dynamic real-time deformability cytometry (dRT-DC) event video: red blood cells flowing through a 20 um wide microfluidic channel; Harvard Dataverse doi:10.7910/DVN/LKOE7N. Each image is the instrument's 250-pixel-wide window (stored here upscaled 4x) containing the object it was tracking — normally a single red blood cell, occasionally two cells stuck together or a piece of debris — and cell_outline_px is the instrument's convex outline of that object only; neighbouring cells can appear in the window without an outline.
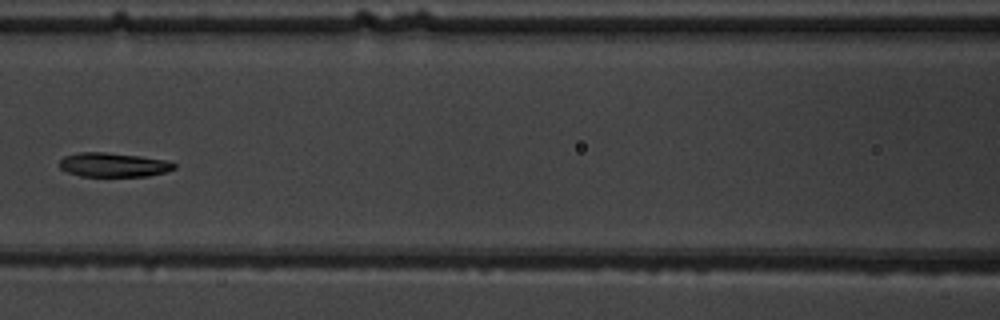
{"species": "common noctule bat (a hibernating species)", "species_latin": "Nyctalus noctula", "temperature_condition": "warm", "stored_images_in_passage": 8, "camera_frame_rate_fps": 3000, "um_per_image_px": 0.085, "animal": {"sex": "male", "body_mass_g": 19.5, "forearm_length_mm": 54.6}, "frame": {"image": 1, "passage_image": 7, "time_ms": 7.0, "image_size_px": [1000, 320], "cell_outline_px": [[176, 168], [164, 172], [148, 176], [80, 176], [68, 172], [60, 168], [60, 160], [64, 156], [80, 152], [104, 152], [140, 156], [168, 160], [176, 164]], "centroid_in_image_um": [9.66, 14.0], "position_along_channel_um": 156.9, "area_um2": 16.13}}
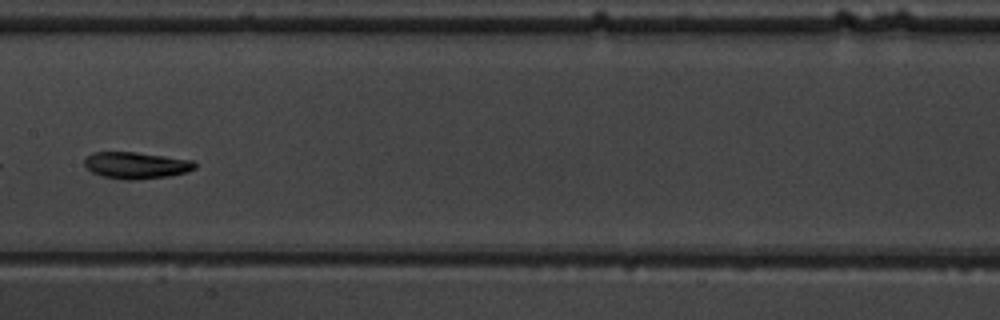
{"frame": {"image": 2, "passage_image": 8, "time_ms": 8.0, "image_size_px": [1000, 320], "cell_outline_px": [[196, 168], [188, 172], [168, 176], [136, 180], [124, 180], [104, 176], [92, 172], [84, 164], [84, 160], [92, 152], [136, 152], [192, 160], [196, 164]], "centroid_in_image_um": [11.59, 14.05], "position_along_channel_um": 195.8, "area_um2": 17.11}}